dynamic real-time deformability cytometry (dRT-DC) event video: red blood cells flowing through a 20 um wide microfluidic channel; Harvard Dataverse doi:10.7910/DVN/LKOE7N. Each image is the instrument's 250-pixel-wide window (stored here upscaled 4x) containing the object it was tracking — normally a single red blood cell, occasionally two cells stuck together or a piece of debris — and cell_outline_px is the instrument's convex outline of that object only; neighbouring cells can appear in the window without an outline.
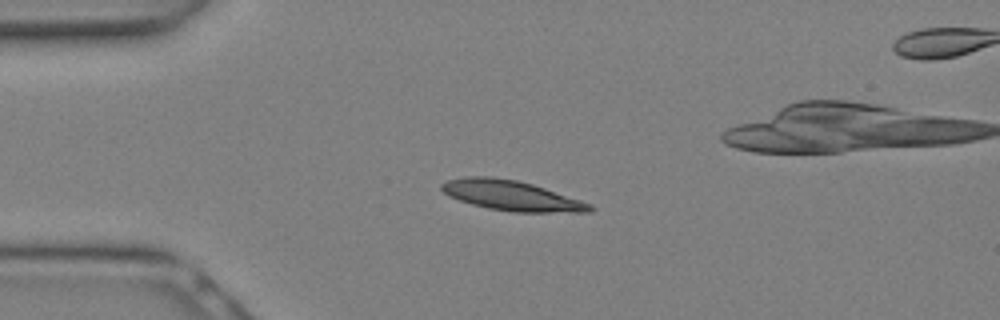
{"species": "Egyptian fruit bat (a non-hibernating species)", "species_latin": "Rousettus aegyptiacus", "temperature_condition": "warm", "stored_images_in_passage": 18, "camera_frame_rate_fps": 3000, "um_per_image_px": 0.085, "animal": {"sex": "female"}, "frame": {"image": 1, "passage_image": 6, "time_ms": 1.667, "image_size_px": [1000, 320], "cell_outline_px": [[596, 208], [592, 212], [512, 212], [488, 208], [472, 204], [448, 196], [440, 188], [440, 184], [448, 180], [464, 176], [492, 176], [516, 180], [532, 184], [592, 204]], "centroid_in_image_um": [43.46, 16.62], "position_along_channel_um": 41.5, "area_um2": 25.95}}
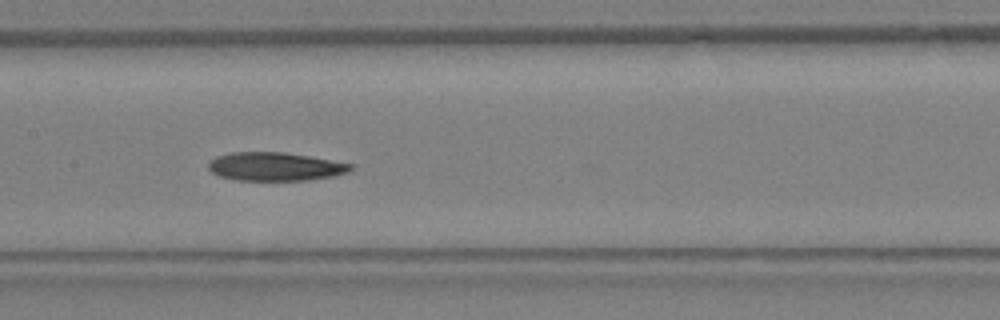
{"frame": {"image": 2, "passage_image": 13, "time_ms": 4.0, "image_size_px": [1000, 320], "cell_outline_px": [[352, 168], [348, 172], [332, 176], [308, 180], [236, 180], [220, 176], [212, 172], [208, 168], [208, 160], [216, 156], [232, 152], [280, 152], [308, 156], [352, 164]], "centroid_in_image_um": [23.33, 14.16], "position_along_channel_um": 184.1, "area_um2": 23.41}}
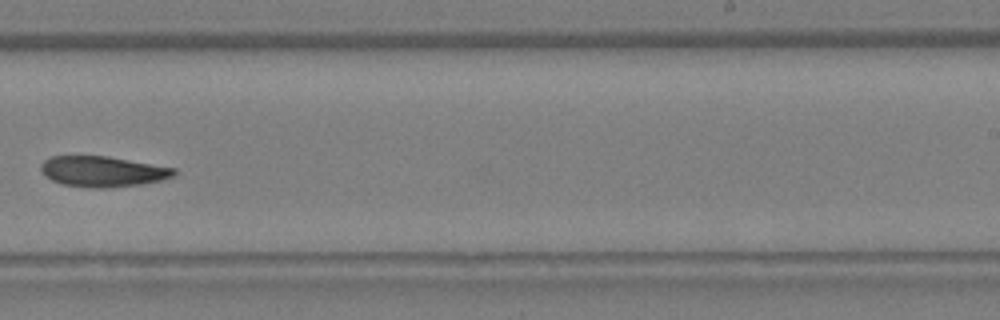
{"frame": {"image": 3, "passage_image": 17, "time_ms": 5.333, "image_size_px": [1000, 320], "cell_outline_px": [[176, 172], [172, 176], [160, 180], [140, 184], [104, 188], [92, 188], [60, 184], [52, 180], [40, 168], [40, 164], [44, 160], [52, 156], [108, 156], [176, 168]], "centroid_in_image_um": [8.72, 14.57], "position_along_channel_um": 280.3, "area_um2": 23.52}}